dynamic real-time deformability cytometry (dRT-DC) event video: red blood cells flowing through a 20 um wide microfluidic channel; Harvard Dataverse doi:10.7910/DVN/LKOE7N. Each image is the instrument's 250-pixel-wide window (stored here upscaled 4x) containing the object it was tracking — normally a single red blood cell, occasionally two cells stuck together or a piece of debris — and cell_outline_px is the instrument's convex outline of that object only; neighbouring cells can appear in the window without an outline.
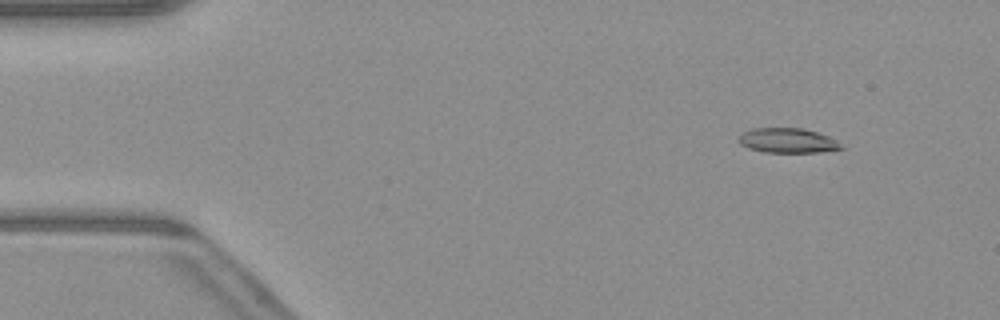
{"species": "common noctule bat (a hibernating species)", "species_latin": "Nyctalus noctula", "temperature_condition": "warm", "stored_images_in_passage": 4, "camera_frame_rate_fps": 3000, "um_per_image_px": 0.085, "animal": {"sex": "male", "body_mass_g": 23.1, "forearm_length_mm": 52.7}, "frame": {"image": 1, "passage_image": 2, "time_ms": 1.0, "image_size_px": [1000, 320], "cell_outline_px": [[844, 148], [820, 152], [764, 152], [748, 148], [740, 144], [740, 136], [744, 132], [752, 128], [804, 128], [828, 136], [836, 140]], "centroid_in_image_um": [66.95, 11.94], "position_along_channel_um": 18.0, "area_um2": 14.62}}